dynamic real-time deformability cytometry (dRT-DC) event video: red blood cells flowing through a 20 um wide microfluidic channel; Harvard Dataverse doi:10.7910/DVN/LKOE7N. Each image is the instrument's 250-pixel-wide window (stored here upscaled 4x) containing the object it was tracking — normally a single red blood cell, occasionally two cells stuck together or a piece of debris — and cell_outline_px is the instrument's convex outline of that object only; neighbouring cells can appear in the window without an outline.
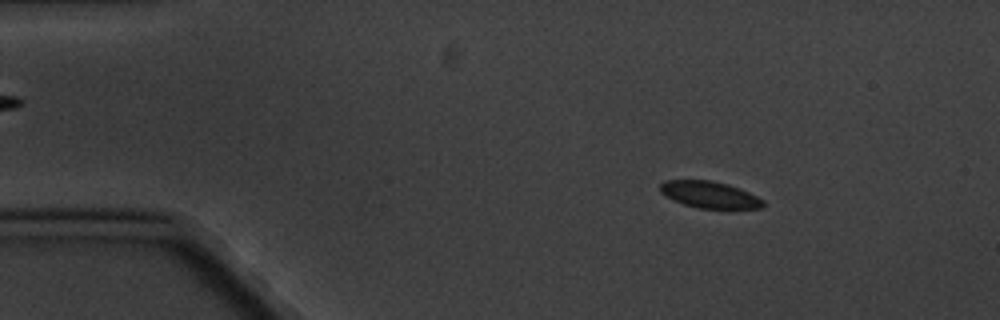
{"species": "common noctule bat (a hibernating species)", "species_latin": "Nyctalus noctula", "temperature_condition": "cold", "stored_images_in_passage": 4, "camera_frame_rate_fps": 3000, "um_per_image_px": 0.085, "animal": {"sex": "male", "body_mass_g": 20.1, "forearm_length_mm": 53.5}, "frame": {"image": 1, "passage_image": 2, "time_ms": 1.333, "image_size_px": [1000, 320], "cell_outline_px": [[764, 208], [696, 208], [684, 204], [660, 192], [660, 184], [664, 180], [712, 180], [728, 184], [740, 188], [764, 200]], "centroid_in_image_um": [60.33, 16.54], "position_along_channel_um": 24.7, "area_um2": 15.9}}